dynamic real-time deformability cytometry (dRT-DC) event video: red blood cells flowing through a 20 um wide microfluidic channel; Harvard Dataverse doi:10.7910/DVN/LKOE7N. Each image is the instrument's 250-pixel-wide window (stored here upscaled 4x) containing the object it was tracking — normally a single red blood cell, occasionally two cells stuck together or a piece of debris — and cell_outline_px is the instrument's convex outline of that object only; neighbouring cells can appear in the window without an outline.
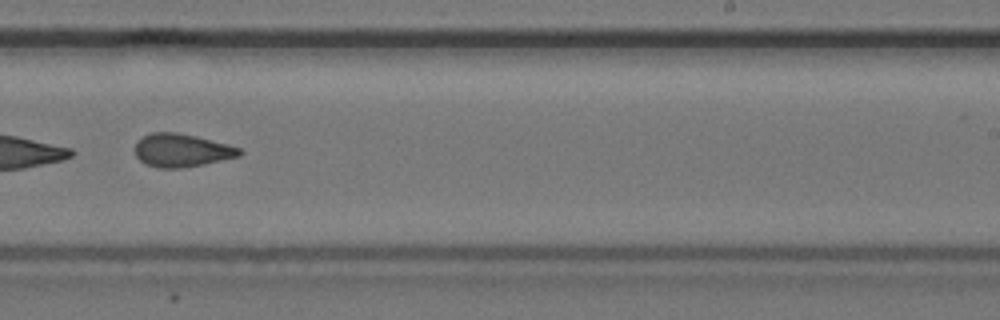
{"species": "common noctule bat (a hibernating species)", "species_latin": "Nyctalus noctula", "temperature_condition": "cold", "stored_images_in_passage": 12, "camera_frame_rate_fps": 3000, "um_per_image_px": 0.085, "animal": {"sex": "female", "body_mass_g": 24.6, "forearm_length_mm": 56.2}, "frame": {"image": 1, "passage_image": 9, "time_ms": 2.667, "image_size_px": [1000, 320], "cell_outline_px": [[244, 152], [240, 156], [204, 164], [184, 168], [156, 168], [144, 164], [136, 156], [136, 140], [152, 132], [176, 132], [196, 136], [228, 144], [240, 148]], "centroid_in_image_um": [15.44, 12.78], "position_along_channel_um": 273.6, "area_um2": 20.35}}